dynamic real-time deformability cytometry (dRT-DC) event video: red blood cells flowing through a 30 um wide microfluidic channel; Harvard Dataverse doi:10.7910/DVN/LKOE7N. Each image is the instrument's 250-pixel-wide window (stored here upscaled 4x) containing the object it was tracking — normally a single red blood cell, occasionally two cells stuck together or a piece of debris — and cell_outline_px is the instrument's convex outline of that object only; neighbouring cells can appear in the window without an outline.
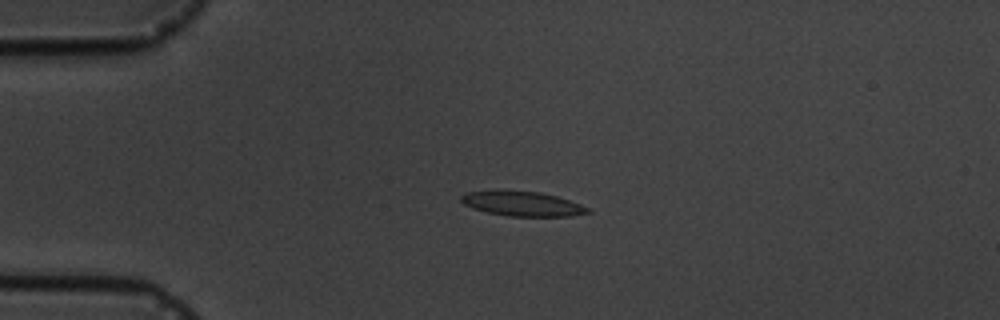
{"species": "common noctule bat (a hibernating species)", "species_latin": "Nyctalus noctula", "temperature_condition": "cold", "stored_images_in_passage": 6, "camera_frame_rate_fps": 3000, "um_per_image_px": 0.085, "animal": {"sex": "male", "body_mass_g": 19.5, "forearm_length_mm": 54.6}, "frame": {"image": 1, "passage_image": 4, "time_ms": 3.333, "image_size_px": [1000, 320], "cell_outline_px": [[592, 212], [572, 216], [508, 216], [488, 212], [472, 208], [464, 204], [460, 200], [460, 196], [464, 192], [496, 188], [504, 188], [540, 192], [556, 196], [592, 208]], "centroid_in_image_um": [44.34, 17.27], "position_along_channel_um": 40.7, "area_um2": 18.96}}
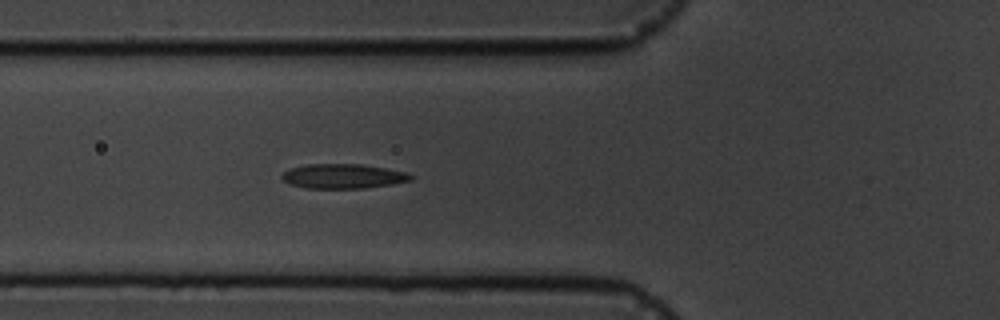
{"frame": {"image": 2, "passage_image": 6, "time_ms": 5.667, "image_size_px": [1000, 320], "cell_outline_px": [[416, 176], [412, 180], [392, 184], [364, 188], [304, 188], [288, 184], [280, 176], [284, 172], [292, 168], [304, 164], [364, 164], [408, 172]], "centroid_in_image_um": [29.2, 14.97], "position_along_channel_um": 96.6, "area_um2": 18.67}}